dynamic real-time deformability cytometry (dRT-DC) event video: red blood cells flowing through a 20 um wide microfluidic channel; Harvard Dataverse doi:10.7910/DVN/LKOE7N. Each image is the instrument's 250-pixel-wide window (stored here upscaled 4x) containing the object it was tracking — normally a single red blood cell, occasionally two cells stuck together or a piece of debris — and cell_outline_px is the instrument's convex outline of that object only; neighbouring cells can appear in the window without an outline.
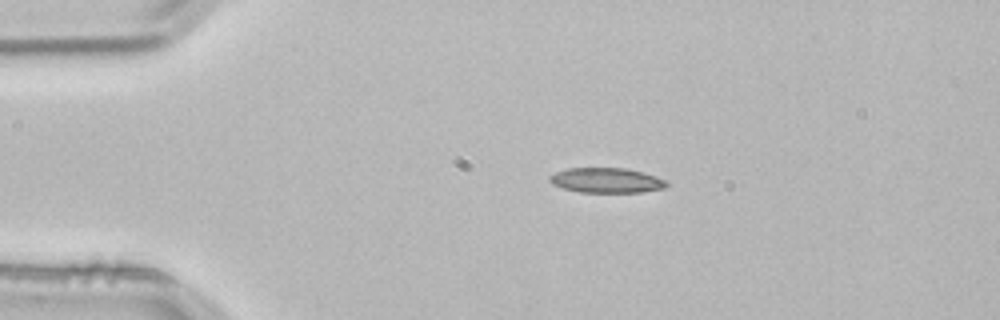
{"species": "common noctule bat (a hibernating species)", "species_latin": "Nyctalus noctula", "temperature_condition": "room temperature", "stored_images_in_passage": 2, "camera_frame_rate_fps": 3000, "um_per_image_px": 0.085, "animal": {"sex": "male", "body_mass_g": 21.5, "forearm_length_mm": 52.0}, "frame": {"image": 1, "passage_image": 1, "time_ms": 0.0, "image_size_px": [1000, 320], "cell_outline_px": [[668, 184], [664, 188], [644, 192], [580, 192], [564, 188], [552, 184], [548, 180], [548, 176], [556, 172], [568, 168], [628, 168], [644, 172], [656, 176], [664, 180]], "centroid_in_image_um": [51.54, 15.32], "position_along_channel_um": 33.5, "area_um2": 17.05}}
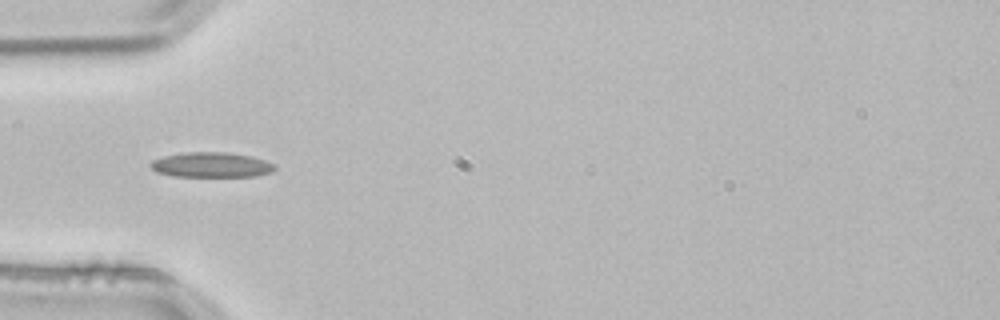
{"frame": {"image": 2, "passage_image": 2, "time_ms": 0.333, "image_size_px": [1000, 320], "cell_outline_px": [[276, 168], [272, 172], [256, 176], [172, 176], [156, 172], [148, 164], [152, 160], [164, 156], [188, 152], [228, 152], [252, 156], [276, 164]], "centroid_in_image_um": [17.98, 14.01], "position_along_channel_um": 67.0, "area_um2": 18.21}}